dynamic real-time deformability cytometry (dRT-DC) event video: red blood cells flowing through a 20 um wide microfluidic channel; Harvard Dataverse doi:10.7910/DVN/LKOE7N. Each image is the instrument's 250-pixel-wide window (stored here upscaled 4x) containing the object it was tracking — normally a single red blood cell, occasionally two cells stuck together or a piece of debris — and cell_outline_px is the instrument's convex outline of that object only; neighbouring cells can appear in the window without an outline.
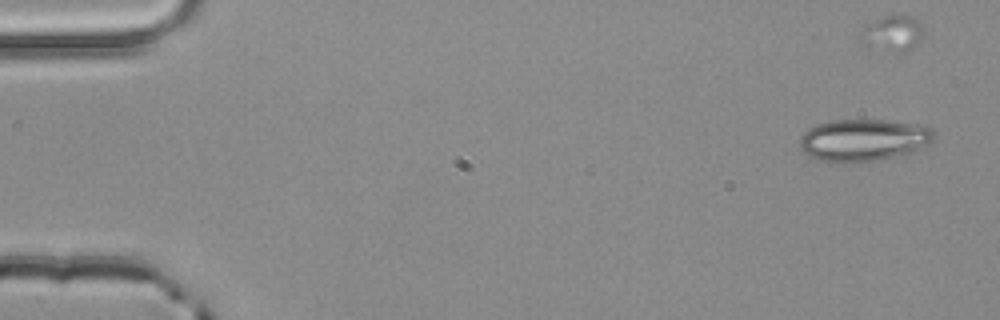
{"species": "common noctule bat (a hibernating species)", "species_latin": "Nyctalus noctula", "temperature_condition": "room temperature", "stored_images_in_passage": 5, "camera_frame_rate_fps": 3000, "um_per_image_px": 0.085, "animal": {"sex": "male", "body_mass_g": 20.4}, "frame": {"image": 1, "passage_image": 1, "time_ms": 0.0, "image_size_px": [1000, 320], "cell_outline_px": [[936, 136], [928, 144], [904, 156], [876, 160], [820, 160], [804, 152], [800, 148], [800, 136], [808, 128], [816, 124], [828, 120], [888, 120], [920, 124], [932, 128]], "centroid_in_image_um": [73.45, 11.86], "position_along_channel_um": 11.5, "area_um2": 32.71}}
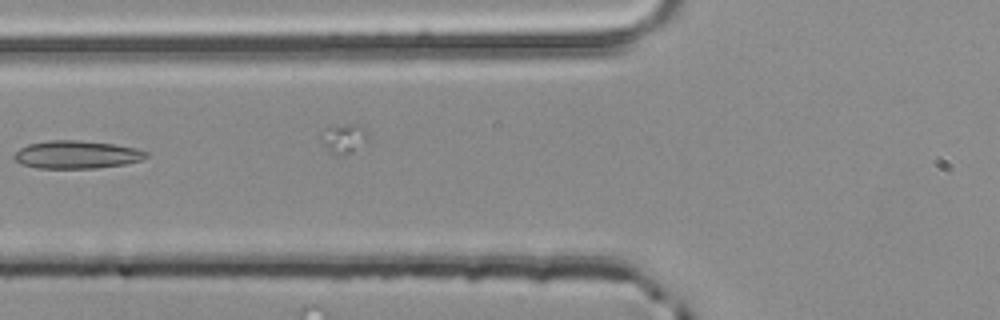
{"frame": {"image": 2, "passage_image": 5, "time_ms": 1.333, "image_size_px": [1000, 320], "cell_outline_px": [[148, 156], [140, 160], [124, 164], [96, 168], [36, 168], [20, 164], [12, 156], [20, 148], [28, 144], [48, 140], [76, 140], [112, 144], [136, 148], [148, 152]], "centroid_in_image_um": [6.48, 13.14], "position_along_channel_um": 119.3, "area_um2": 21.39}}